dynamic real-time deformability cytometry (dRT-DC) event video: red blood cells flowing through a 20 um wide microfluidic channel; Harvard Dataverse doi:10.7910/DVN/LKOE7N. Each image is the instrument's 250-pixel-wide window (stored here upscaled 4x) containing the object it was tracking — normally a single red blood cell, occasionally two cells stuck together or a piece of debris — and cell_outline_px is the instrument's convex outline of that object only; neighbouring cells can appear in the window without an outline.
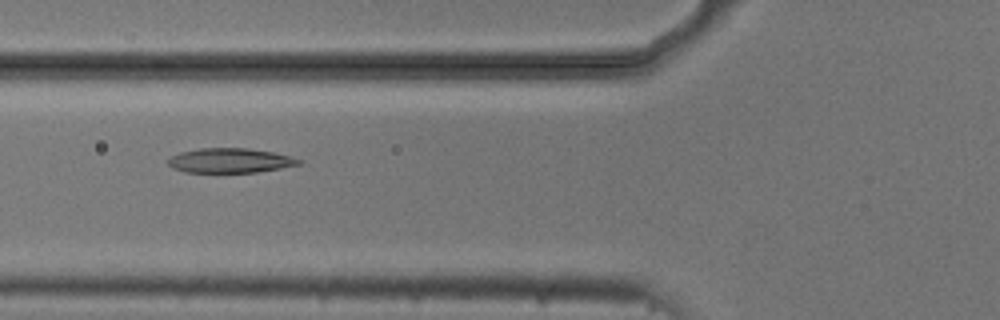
{"species": "common noctule bat (a hibernating species)", "species_latin": "Nyctalus noctula", "temperature_condition": "cold", "stored_images_in_passage": 9, "camera_frame_rate_fps": 3000, "um_per_image_px": 0.085, "animal": {"sex": "male", "body_mass_g": 20.5, "forearm_length_mm": 52.5}, "frame": {"image": 1, "passage_image": 6, "time_ms": 1.667, "image_size_px": [1000, 320], "cell_outline_px": [[304, 160], [300, 164], [280, 168], [256, 172], [184, 172], [172, 168], [168, 164], [168, 160], [172, 156], [180, 152], [200, 148], [248, 148], [272, 152]], "centroid_in_image_um": [19.54, 13.64], "position_along_channel_um": 106.3, "area_um2": 18.61}}
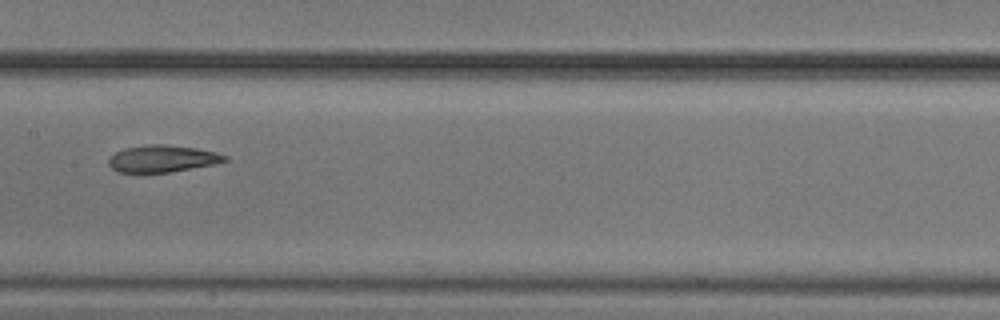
{"frame": {"image": 2, "passage_image": 8, "time_ms": 2.333, "image_size_px": [1000, 320], "cell_outline_px": [[228, 160], [216, 164], [168, 172], [120, 172], [112, 168], [108, 164], [108, 160], [116, 152], [124, 148], [148, 144], [164, 144], [196, 148], [216, 152], [228, 156]], "centroid_in_image_um": [13.83, 13.48], "position_along_channel_um": 193.6, "area_um2": 18.15}}
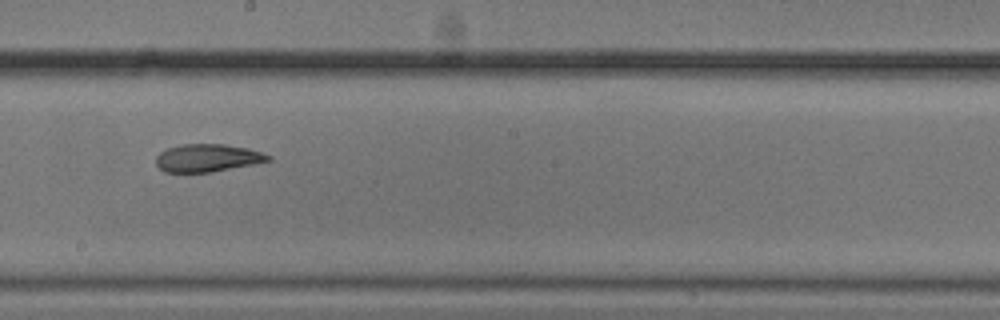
{"frame": {"image": 3, "passage_image": 9, "time_ms": 2.667, "image_size_px": [1000, 320], "cell_outline_px": [[272, 160], [212, 172], [164, 172], [156, 164], [156, 156], [160, 152], [168, 148], [180, 144], [224, 144], [248, 148], [272, 156]], "centroid_in_image_um": [17.62, 13.42], "position_along_channel_um": 230.6, "area_um2": 18.09}}